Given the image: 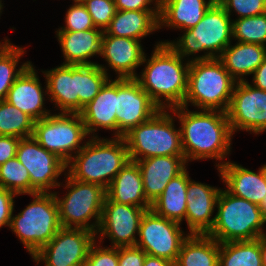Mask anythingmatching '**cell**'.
Returning <instances> with one entry per match:
<instances>
[{
    "label": "cell",
    "instance_id": "obj_17",
    "mask_svg": "<svg viewBox=\"0 0 266 266\" xmlns=\"http://www.w3.org/2000/svg\"><path fill=\"white\" fill-rule=\"evenodd\" d=\"M221 189L189 179L187 185L185 220L189 234L207 235L214 226L215 217L210 219Z\"/></svg>",
    "mask_w": 266,
    "mask_h": 266
},
{
    "label": "cell",
    "instance_id": "obj_19",
    "mask_svg": "<svg viewBox=\"0 0 266 266\" xmlns=\"http://www.w3.org/2000/svg\"><path fill=\"white\" fill-rule=\"evenodd\" d=\"M143 180L146 199L152 203L171 179L186 169L184 156H153L136 161Z\"/></svg>",
    "mask_w": 266,
    "mask_h": 266
},
{
    "label": "cell",
    "instance_id": "obj_9",
    "mask_svg": "<svg viewBox=\"0 0 266 266\" xmlns=\"http://www.w3.org/2000/svg\"><path fill=\"white\" fill-rule=\"evenodd\" d=\"M67 176L65 188H70L67 195L60 199L54 193L61 227L86 229L96 233L107 196L106 189L101 185L80 182L68 174ZM91 218H95V224L89 223Z\"/></svg>",
    "mask_w": 266,
    "mask_h": 266
},
{
    "label": "cell",
    "instance_id": "obj_23",
    "mask_svg": "<svg viewBox=\"0 0 266 266\" xmlns=\"http://www.w3.org/2000/svg\"><path fill=\"white\" fill-rule=\"evenodd\" d=\"M104 31L98 28L85 31H57L65 62L70 65H93L88 58L100 55Z\"/></svg>",
    "mask_w": 266,
    "mask_h": 266
},
{
    "label": "cell",
    "instance_id": "obj_32",
    "mask_svg": "<svg viewBox=\"0 0 266 266\" xmlns=\"http://www.w3.org/2000/svg\"><path fill=\"white\" fill-rule=\"evenodd\" d=\"M23 54V48L12 45L5 39V44L0 48V101L6 99L15 80L31 64L27 61L19 69H16L19 58Z\"/></svg>",
    "mask_w": 266,
    "mask_h": 266
},
{
    "label": "cell",
    "instance_id": "obj_22",
    "mask_svg": "<svg viewBox=\"0 0 266 266\" xmlns=\"http://www.w3.org/2000/svg\"><path fill=\"white\" fill-rule=\"evenodd\" d=\"M50 100L65 113H79L78 65L62 64L43 72Z\"/></svg>",
    "mask_w": 266,
    "mask_h": 266
},
{
    "label": "cell",
    "instance_id": "obj_49",
    "mask_svg": "<svg viewBox=\"0 0 266 266\" xmlns=\"http://www.w3.org/2000/svg\"><path fill=\"white\" fill-rule=\"evenodd\" d=\"M3 5H2V3H1V0H0V13H1V10H2V7Z\"/></svg>",
    "mask_w": 266,
    "mask_h": 266
},
{
    "label": "cell",
    "instance_id": "obj_47",
    "mask_svg": "<svg viewBox=\"0 0 266 266\" xmlns=\"http://www.w3.org/2000/svg\"><path fill=\"white\" fill-rule=\"evenodd\" d=\"M260 250L262 258V266H266V235L260 236Z\"/></svg>",
    "mask_w": 266,
    "mask_h": 266
},
{
    "label": "cell",
    "instance_id": "obj_46",
    "mask_svg": "<svg viewBox=\"0 0 266 266\" xmlns=\"http://www.w3.org/2000/svg\"><path fill=\"white\" fill-rule=\"evenodd\" d=\"M143 266H175V263L163 258L146 254Z\"/></svg>",
    "mask_w": 266,
    "mask_h": 266
},
{
    "label": "cell",
    "instance_id": "obj_25",
    "mask_svg": "<svg viewBox=\"0 0 266 266\" xmlns=\"http://www.w3.org/2000/svg\"><path fill=\"white\" fill-rule=\"evenodd\" d=\"M79 114L87 134L96 132L99 127L116 131V79H109Z\"/></svg>",
    "mask_w": 266,
    "mask_h": 266
},
{
    "label": "cell",
    "instance_id": "obj_3",
    "mask_svg": "<svg viewBox=\"0 0 266 266\" xmlns=\"http://www.w3.org/2000/svg\"><path fill=\"white\" fill-rule=\"evenodd\" d=\"M97 138V135L93 136L66 163V168L70 165L67 174L77 181L95 183L107 189L130 157L123 137L112 140Z\"/></svg>",
    "mask_w": 266,
    "mask_h": 266
},
{
    "label": "cell",
    "instance_id": "obj_28",
    "mask_svg": "<svg viewBox=\"0 0 266 266\" xmlns=\"http://www.w3.org/2000/svg\"><path fill=\"white\" fill-rule=\"evenodd\" d=\"M266 57V46L237 42L228 46L218 57L236 82L245 81L244 75L253 74ZM238 80V81H237Z\"/></svg>",
    "mask_w": 266,
    "mask_h": 266
},
{
    "label": "cell",
    "instance_id": "obj_4",
    "mask_svg": "<svg viewBox=\"0 0 266 266\" xmlns=\"http://www.w3.org/2000/svg\"><path fill=\"white\" fill-rule=\"evenodd\" d=\"M236 81L218 58L191 60L188 88L182 106L191 102L206 110L227 112Z\"/></svg>",
    "mask_w": 266,
    "mask_h": 266
},
{
    "label": "cell",
    "instance_id": "obj_41",
    "mask_svg": "<svg viewBox=\"0 0 266 266\" xmlns=\"http://www.w3.org/2000/svg\"><path fill=\"white\" fill-rule=\"evenodd\" d=\"M146 252L136 246L118 248V266H143Z\"/></svg>",
    "mask_w": 266,
    "mask_h": 266
},
{
    "label": "cell",
    "instance_id": "obj_10",
    "mask_svg": "<svg viewBox=\"0 0 266 266\" xmlns=\"http://www.w3.org/2000/svg\"><path fill=\"white\" fill-rule=\"evenodd\" d=\"M87 135L79 113L61 112L35 121L32 136L47 151L67 163L73 157L72 151L77 149L78 153L84 147L80 143Z\"/></svg>",
    "mask_w": 266,
    "mask_h": 266
},
{
    "label": "cell",
    "instance_id": "obj_43",
    "mask_svg": "<svg viewBox=\"0 0 266 266\" xmlns=\"http://www.w3.org/2000/svg\"><path fill=\"white\" fill-rule=\"evenodd\" d=\"M154 0H114L117 10L119 11H160V0H155L156 7L149 8L148 5Z\"/></svg>",
    "mask_w": 266,
    "mask_h": 266
},
{
    "label": "cell",
    "instance_id": "obj_44",
    "mask_svg": "<svg viewBox=\"0 0 266 266\" xmlns=\"http://www.w3.org/2000/svg\"><path fill=\"white\" fill-rule=\"evenodd\" d=\"M20 138L0 135V165L16 157Z\"/></svg>",
    "mask_w": 266,
    "mask_h": 266
},
{
    "label": "cell",
    "instance_id": "obj_2",
    "mask_svg": "<svg viewBox=\"0 0 266 266\" xmlns=\"http://www.w3.org/2000/svg\"><path fill=\"white\" fill-rule=\"evenodd\" d=\"M155 46L141 78L135 79L160 109L180 107L187 93L190 61L183 65V57L168 43Z\"/></svg>",
    "mask_w": 266,
    "mask_h": 266
},
{
    "label": "cell",
    "instance_id": "obj_20",
    "mask_svg": "<svg viewBox=\"0 0 266 266\" xmlns=\"http://www.w3.org/2000/svg\"><path fill=\"white\" fill-rule=\"evenodd\" d=\"M216 166L223 182L227 185V190L232 195L258 206L261 204L266 195V172L263 166L258 173L229 161L218 163Z\"/></svg>",
    "mask_w": 266,
    "mask_h": 266
},
{
    "label": "cell",
    "instance_id": "obj_18",
    "mask_svg": "<svg viewBox=\"0 0 266 266\" xmlns=\"http://www.w3.org/2000/svg\"><path fill=\"white\" fill-rule=\"evenodd\" d=\"M100 56L118 73V79L136 78L135 69L147 62L139 40L103 35Z\"/></svg>",
    "mask_w": 266,
    "mask_h": 266
},
{
    "label": "cell",
    "instance_id": "obj_16",
    "mask_svg": "<svg viewBox=\"0 0 266 266\" xmlns=\"http://www.w3.org/2000/svg\"><path fill=\"white\" fill-rule=\"evenodd\" d=\"M145 212L144 208L118 204L106 196L96 234L100 232L102 239L108 236L112 241V247L115 248L135 246L137 240L134 235H138Z\"/></svg>",
    "mask_w": 266,
    "mask_h": 266
},
{
    "label": "cell",
    "instance_id": "obj_11",
    "mask_svg": "<svg viewBox=\"0 0 266 266\" xmlns=\"http://www.w3.org/2000/svg\"><path fill=\"white\" fill-rule=\"evenodd\" d=\"M180 225L156 214L152 209L146 210L140 222V239L135 246L148 255L175 263L183 242L190 235L185 236Z\"/></svg>",
    "mask_w": 266,
    "mask_h": 266
},
{
    "label": "cell",
    "instance_id": "obj_34",
    "mask_svg": "<svg viewBox=\"0 0 266 266\" xmlns=\"http://www.w3.org/2000/svg\"><path fill=\"white\" fill-rule=\"evenodd\" d=\"M108 78L102 65H78L79 112L95 98Z\"/></svg>",
    "mask_w": 266,
    "mask_h": 266
},
{
    "label": "cell",
    "instance_id": "obj_27",
    "mask_svg": "<svg viewBox=\"0 0 266 266\" xmlns=\"http://www.w3.org/2000/svg\"><path fill=\"white\" fill-rule=\"evenodd\" d=\"M160 11H119L105 29L103 35L140 40L159 29Z\"/></svg>",
    "mask_w": 266,
    "mask_h": 266
},
{
    "label": "cell",
    "instance_id": "obj_42",
    "mask_svg": "<svg viewBox=\"0 0 266 266\" xmlns=\"http://www.w3.org/2000/svg\"><path fill=\"white\" fill-rule=\"evenodd\" d=\"M15 195L12 191L0 187V228L5 225L10 226Z\"/></svg>",
    "mask_w": 266,
    "mask_h": 266
},
{
    "label": "cell",
    "instance_id": "obj_5",
    "mask_svg": "<svg viewBox=\"0 0 266 266\" xmlns=\"http://www.w3.org/2000/svg\"><path fill=\"white\" fill-rule=\"evenodd\" d=\"M215 223L207 234L219 243L254 240L264 235L265 220L258 205L221 190L217 199Z\"/></svg>",
    "mask_w": 266,
    "mask_h": 266
},
{
    "label": "cell",
    "instance_id": "obj_45",
    "mask_svg": "<svg viewBox=\"0 0 266 266\" xmlns=\"http://www.w3.org/2000/svg\"><path fill=\"white\" fill-rule=\"evenodd\" d=\"M253 74V86L266 91V57Z\"/></svg>",
    "mask_w": 266,
    "mask_h": 266
},
{
    "label": "cell",
    "instance_id": "obj_15",
    "mask_svg": "<svg viewBox=\"0 0 266 266\" xmlns=\"http://www.w3.org/2000/svg\"><path fill=\"white\" fill-rule=\"evenodd\" d=\"M227 116L232 133L246 130L259 134L266 130V91L247 81L236 82Z\"/></svg>",
    "mask_w": 266,
    "mask_h": 266
},
{
    "label": "cell",
    "instance_id": "obj_39",
    "mask_svg": "<svg viewBox=\"0 0 266 266\" xmlns=\"http://www.w3.org/2000/svg\"><path fill=\"white\" fill-rule=\"evenodd\" d=\"M66 13V25L57 31H85L96 28L91 15L82 2H74Z\"/></svg>",
    "mask_w": 266,
    "mask_h": 266
},
{
    "label": "cell",
    "instance_id": "obj_8",
    "mask_svg": "<svg viewBox=\"0 0 266 266\" xmlns=\"http://www.w3.org/2000/svg\"><path fill=\"white\" fill-rule=\"evenodd\" d=\"M21 213L11 217L10 228L33 256L59 231L58 205L54 193L37 192Z\"/></svg>",
    "mask_w": 266,
    "mask_h": 266
},
{
    "label": "cell",
    "instance_id": "obj_29",
    "mask_svg": "<svg viewBox=\"0 0 266 266\" xmlns=\"http://www.w3.org/2000/svg\"><path fill=\"white\" fill-rule=\"evenodd\" d=\"M189 179L186 169L171 179L162 194L151 203V209L166 219L181 223L186 215V196Z\"/></svg>",
    "mask_w": 266,
    "mask_h": 266
},
{
    "label": "cell",
    "instance_id": "obj_6",
    "mask_svg": "<svg viewBox=\"0 0 266 266\" xmlns=\"http://www.w3.org/2000/svg\"><path fill=\"white\" fill-rule=\"evenodd\" d=\"M233 20L222 5L214 2L206 11L201 21L187 29L177 42L168 43L180 56L185 57L200 51H208L193 60L218 58L231 45ZM217 55H216V54Z\"/></svg>",
    "mask_w": 266,
    "mask_h": 266
},
{
    "label": "cell",
    "instance_id": "obj_35",
    "mask_svg": "<svg viewBox=\"0 0 266 266\" xmlns=\"http://www.w3.org/2000/svg\"><path fill=\"white\" fill-rule=\"evenodd\" d=\"M0 187L16 195H31L29 172L16 157L0 165Z\"/></svg>",
    "mask_w": 266,
    "mask_h": 266
},
{
    "label": "cell",
    "instance_id": "obj_13",
    "mask_svg": "<svg viewBox=\"0 0 266 266\" xmlns=\"http://www.w3.org/2000/svg\"><path fill=\"white\" fill-rule=\"evenodd\" d=\"M16 158L29 172L31 194L49 193L50 188L60 186L57 178L66 170V163L42 147L33 136L19 140Z\"/></svg>",
    "mask_w": 266,
    "mask_h": 266
},
{
    "label": "cell",
    "instance_id": "obj_33",
    "mask_svg": "<svg viewBox=\"0 0 266 266\" xmlns=\"http://www.w3.org/2000/svg\"><path fill=\"white\" fill-rule=\"evenodd\" d=\"M35 120L26 113L0 101V135L16 138H28L33 135Z\"/></svg>",
    "mask_w": 266,
    "mask_h": 266
},
{
    "label": "cell",
    "instance_id": "obj_24",
    "mask_svg": "<svg viewBox=\"0 0 266 266\" xmlns=\"http://www.w3.org/2000/svg\"><path fill=\"white\" fill-rule=\"evenodd\" d=\"M106 195L111 201L118 204L151 209V203L145 197L140 168L134 161H129L117 173L106 189Z\"/></svg>",
    "mask_w": 266,
    "mask_h": 266
},
{
    "label": "cell",
    "instance_id": "obj_1",
    "mask_svg": "<svg viewBox=\"0 0 266 266\" xmlns=\"http://www.w3.org/2000/svg\"><path fill=\"white\" fill-rule=\"evenodd\" d=\"M186 109V110H185ZM181 122V145L186 162L214 158L223 160L230 152L232 133L227 113L220 110L170 109Z\"/></svg>",
    "mask_w": 266,
    "mask_h": 266
},
{
    "label": "cell",
    "instance_id": "obj_36",
    "mask_svg": "<svg viewBox=\"0 0 266 266\" xmlns=\"http://www.w3.org/2000/svg\"><path fill=\"white\" fill-rule=\"evenodd\" d=\"M232 33V38H236L238 42L265 46L266 13L258 16L236 19L233 21Z\"/></svg>",
    "mask_w": 266,
    "mask_h": 266
},
{
    "label": "cell",
    "instance_id": "obj_50",
    "mask_svg": "<svg viewBox=\"0 0 266 266\" xmlns=\"http://www.w3.org/2000/svg\"><path fill=\"white\" fill-rule=\"evenodd\" d=\"M77 1V2H83L84 0H74V2Z\"/></svg>",
    "mask_w": 266,
    "mask_h": 266
},
{
    "label": "cell",
    "instance_id": "obj_40",
    "mask_svg": "<svg viewBox=\"0 0 266 266\" xmlns=\"http://www.w3.org/2000/svg\"><path fill=\"white\" fill-rule=\"evenodd\" d=\"M95 245L94 242L90 247L85 266H118V248H98Z\"/></svg>",
    "mask_w": 266,
    "mask_h": 266
},
{
    "label": "cell",
    "instance_id": "obj_14",
    "mask_svg": "<svg viewBox=\"0 0 266 266\" xmlns=\"http://www.w3.org/2000/svg\"><path fill=\"white\" fill-rule=\"evenodd\" d=\"M159 110L135 78H116L115 137H123L132 128L148 121Z\"/></svg>",
    "mask_w": 266,
    "mask_h": 266
},
{
    "label": "cell",
    "instance_id": "obj_12",
    "mask_svg": "<svg viewBox=\"0 0 266 266\" xmlns=\"http://www.w3.org/2000/svg\"><path fill=\"white\" fill-rule=\"evenodd\" d=\"M96 233L80 228L61 227L57 234L32 258L45 266H85Z\"/></svg>",
    "mask_w": 266,
    "mask_h": 266
},
{
    "label": "cell",
    "instance_id": "obj_38",
    "mask_svg": "<svg viewBox=\"0 0 266 266\" xmlns=\"http://www.w3.org/2000/svg\"><path fill=\"white\" fill-rule=\"evenodd\" d=\"M215 2L222 5L229 16L232 10L236 11L238 19L266 13V0H215Z\"/></svg>",
    "mask_w": 266,
    "mask_h": 266
},
{
    "label": "cell",
    "instance_id": "obj_48",
    "mask_svg": "<svg viewBox=\"0 0 266 266\" xmlns=\"http://www.w3.org/2000/svg\"><path fill=\"white\" fill-rule=\"evenodd\" d=\"M259 207L261 209L262 216H263L264 220L266 221V195H265L263 201L261 202V204L259 205Z\"/></svg>",
    "mask_w": 266,
    "mask_h": 266
},
{
    "label": "cell",
    "instance_id": "obj_31",
    "mask_svg": "<svg viewBox=\"0 0 266 266\" xmlns=\"http://www.w3.org/2000/svg\"><path fill=\"white\" fill-rule=\"evenodd\" d=\"M218 266H262L260 237L219 243Z\"/></svg>",
    "mask_w": 266,
    "mask_h": 266
},
{
    "label": "cell",
    "instance_id": "obj_7",
    "mask_svg": "<svg viewBox=\"0 0 266 266\" xmlns=\"http://www.w3.org/2000/svg\"><path fill=\"white\" fill-rule=\"evenodd\" d=\"M173 122L172 116L160 109L148 121L125 134L123 138L130 161L136 162L153 156H184L181 131L180 128L174 129Z\"/></svg>",
    "mask_w": 266,
    "mask_h": 266
},
{
    "label": "cell",
    "instance_id": "obj_30",
    "mask_svg": "<svg viewBox=\"0 0 266 266\" xmlns=\"http://www.w3.org/2000/svg\"><path fill=\"white\" fill-rule=\"evenodd\" d=\"M219 242L208 235L190 234L183 242L175 266H218Z\"/></svg>",
    "mask_w": 266,
    "mask_h": 266
},
{
    "label": "cell",
    "instance_id": "obj_26",
    "mask_svg": "<svg viewBox=\"0 0 266 266\" xmlns=\"http://www.w3.org/2000/svg\"><path fill=\"white\" fill-rule=\"evenodd\" d=\"M214 2L215 0H160L159 29L162 25L181 30L193 28Z\"/></svg>",
    "mask_w": 266,
    "mask_h": 266
},
{
    "label": "cell",
    "instance_id": "obj_21",
    "mask_svg": "<svg viewBox=\"0 0 266 266\" xmlns=\"http://www.w3.org/2000/svg\"><path fill=\"white\" fill-rule=\"evenodd\" d=\"M43 92L35 69L30 64L15 80L5 100L37 121L50 114L43 108Z\"/></svg>",
    "mask_w": 266,
    "mask_h": 266
},
{
    "label": "cell",
    "instance_id": "obj_37",
    "mask_svg": "<svg viewBox=\"0 0 266 266\" xmlns=\"http://www.w3.org/2000/svg\"><path fill=\"white\" fill-rule=\"evenodd\" d=\"M82 3L91 15L95 27L105 31L117 12L114 0H84Z\"/></svg>",
    "mask_w": 266,
    "mask_h": 266
}]
</instances>
